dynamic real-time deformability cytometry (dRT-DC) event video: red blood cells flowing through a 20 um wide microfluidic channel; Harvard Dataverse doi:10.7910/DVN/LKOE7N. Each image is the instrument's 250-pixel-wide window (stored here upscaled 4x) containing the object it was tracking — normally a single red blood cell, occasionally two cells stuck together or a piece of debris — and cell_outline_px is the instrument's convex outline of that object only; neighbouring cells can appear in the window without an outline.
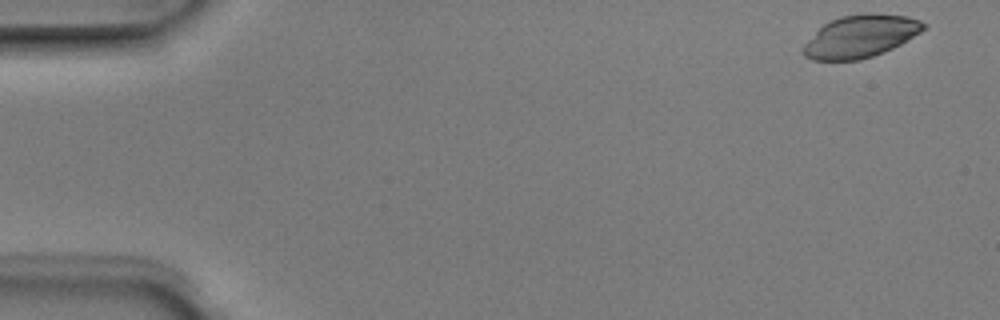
{"species": "Egyptian fruit bat (a non-hibernating species)", "species_latin": "Rousettus aegyptiacus", "temperature_condition": "room temperature", "stored_images_in_passage": 5, "camera_frame_rate_fps": 3000, "um_per_image_px": 0.085, "animal": {"sex": "male"}, "frame": {"image": 1, "passage_image": 1, "time_ms": 0.0, "image_size_px": [1000, 320], "cell_outline_px": [[928, 28], [908, 40], [884, 52], [860, 60], [812, 60], [804, 56], [800, 52], [804, 44], [824, 24], [840, 16], [872, 12], [908, 16], [920, 20], [928, 24]], "centroid_in_image_um": [73.18, 3.08], "position_along_channel_um": 11.8, "area_um2": 30.0}}
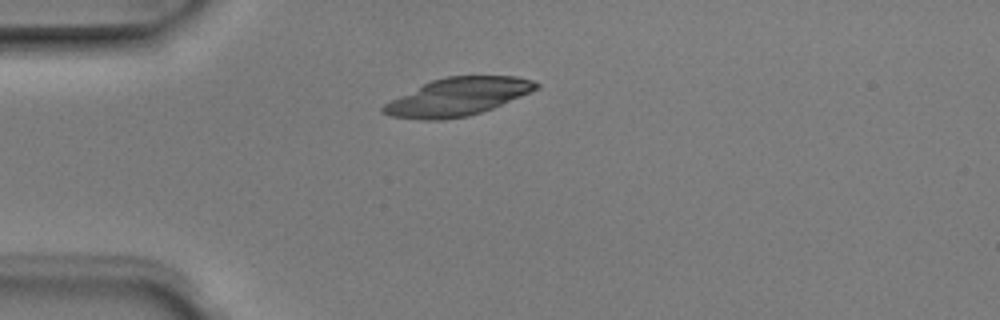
{"frame": {"image": 2, "passage_image": 4, "time_ms": 1.0, "image_size_px": [1000, 320], "cell_outline_px": [[540, 88], [492, 108], [468, 116], [444, 120], [420, 120], [388, 116], [380, 112], [380, 108], [384, 104], [432, 80], [448, 76], [516, 76], [532, 80], [540, 84]], "centroid_in_image_um": [38.9, 8.24], "position_along_channel_um": 46.1, "area_um2": 33.47}}